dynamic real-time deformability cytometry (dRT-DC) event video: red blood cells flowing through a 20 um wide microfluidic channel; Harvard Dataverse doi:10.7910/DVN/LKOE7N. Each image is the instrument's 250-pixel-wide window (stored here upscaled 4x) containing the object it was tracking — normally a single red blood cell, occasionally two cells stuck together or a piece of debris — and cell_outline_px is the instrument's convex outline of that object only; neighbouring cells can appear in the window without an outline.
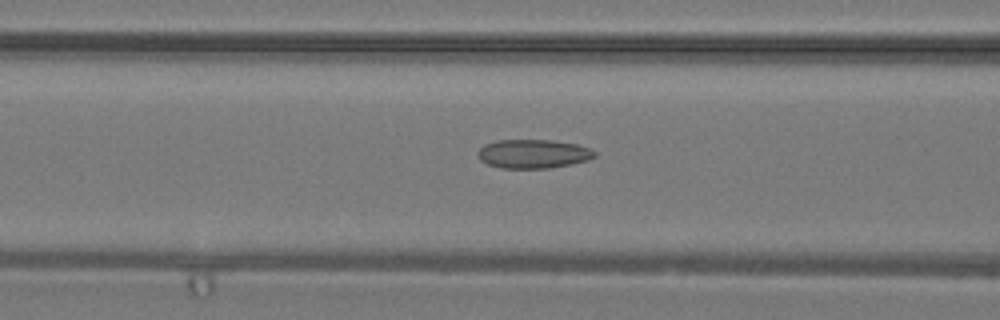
{"species": "common noctule bat (a hibernating species)", "species_latin": "Nyctalus noctula", "temperature_condition": "warm", "stored_images_in_passage": 40, "camera_frame_rate_fps": 3000, "um_per_image_px": 0.085, "animal": {"sex": "male", "body_mass_g": 19.2, "forearm_length_mm": 51.8}, "frame": {"image": 1, "passage_image": 17, "time_ms": 5.333, "image_size_px": [1000, 320], "cell_outline_px": [[596, 156], [588, 160], [572, 164], [548, 168], [500, 168], [488, 164], [480, 160], [476, 156], [476, 152], [484, 144], [496, 140], [552, 140], [576, 144], [592, 148], [596, 152]], "centroid_in_image_um": [45.31, 13.07], "position_along_channel_um": 121.3, "area_um2": 19.88}}
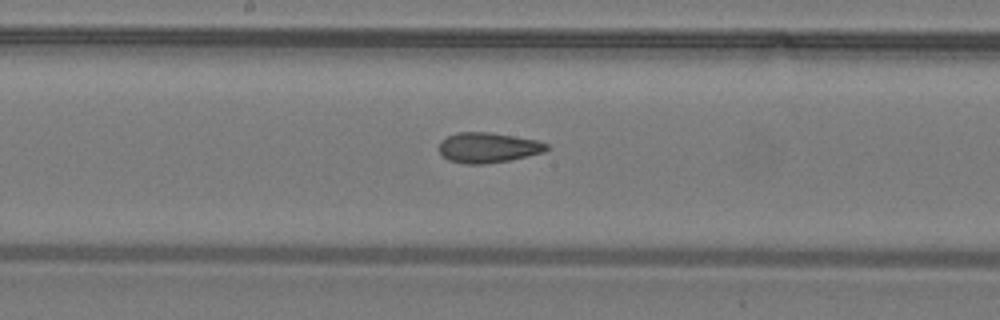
{"frame": {"image": 2, "passage_image": 22, "time_ms": 7.0, "image_size_px": [1000, 320], "cell_outline_px": [[548, 148], [544, 152], [508, 160], [484, 164], [464, 164], [448, 160], [440, 152], [440, 140], [448, 136], [460, 132], [488, 132], [536, 140], [548, 144]], "centroid_in_image_um": [41.46, 12.55], "position_along_channel_um": 206.7, "area_um2": 18.67}}
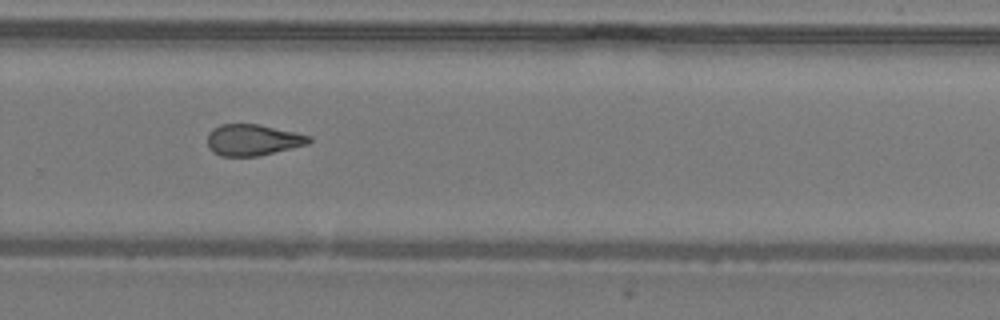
{"frame": {"image": 3, "passage_image": 28, "time_ms": 9.0, "image_size_px": [1000, 320], "cell_outline_px": [[312, 140], [308, 144], [260, 156], [220, 156], [212, 152], [208, 148], [208, 132], [212, 128], [220, 124], [256, 124], [296, 132], [312, 136]], "centroid_in_image_um": [21.48, 11.9], "position_along_channel_um": 308.3, "area_um2": 18.67}}